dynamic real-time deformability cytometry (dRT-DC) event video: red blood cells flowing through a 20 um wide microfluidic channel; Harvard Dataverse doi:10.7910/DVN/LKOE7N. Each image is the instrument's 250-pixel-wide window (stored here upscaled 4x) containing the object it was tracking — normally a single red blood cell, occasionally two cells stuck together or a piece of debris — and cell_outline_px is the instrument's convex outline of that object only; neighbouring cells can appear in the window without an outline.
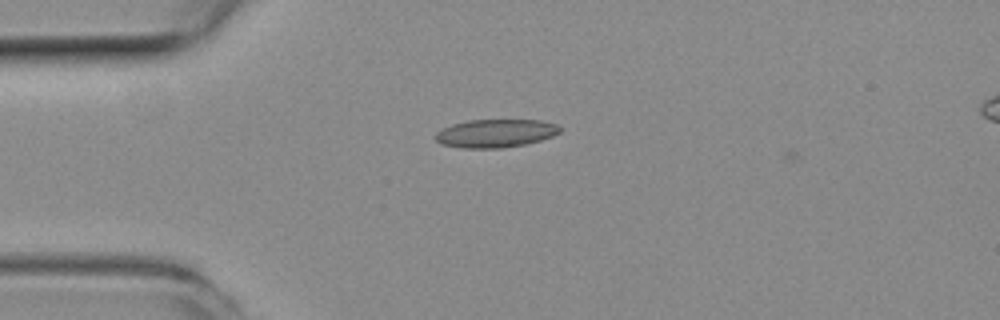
{"species": "common noctule bat (a hibernating species)", "species_latin": "Nyctalus noctula", "temperature_condition": "room temperature", "stored_images_in_passage": 2, "camera_frame_rate_fps": 3000, "um_per_image_px": 0.085, "animal": {"sex": "female", "body_mass_g": 19.3, "forearm_length_mm": 54.1}, "frame": {"image": 1, "passage_image": 1, "time_ms": 0.0, "image_size_px": [1000, 320], "cell_outline_px": [[564, 128], [560, 132], [552, 136], [540, 140], [524, 144], [504, 148], [464, 148], [440, 144], [436, 140], [436, 132], [452, 124], [468, 120], [540, 120], [556, 124]], "centroid_in_image_um": [42.14, 11.33], "position_along_channel_um": 42.9, "area_um2": 20.46}}